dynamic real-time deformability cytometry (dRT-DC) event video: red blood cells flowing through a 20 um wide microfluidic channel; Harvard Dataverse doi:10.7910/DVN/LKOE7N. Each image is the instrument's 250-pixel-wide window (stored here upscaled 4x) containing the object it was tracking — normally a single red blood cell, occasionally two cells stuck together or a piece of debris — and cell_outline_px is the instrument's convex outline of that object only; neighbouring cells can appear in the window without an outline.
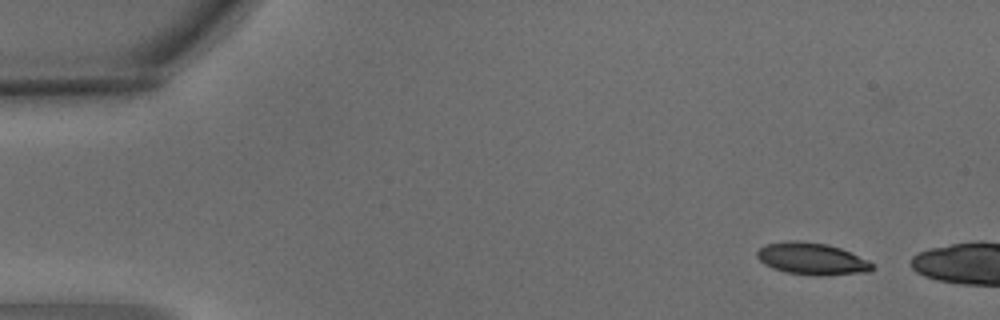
{"species": "common noctule bat (a hibernating species)", "species_latin": "Nyctalus noctula", "temperature_condition": "warm", "stored_images_in_passage": 3, "camera_frame_rate_fps": 3000, "um_per_image_px": 0.085, "animal": {"sex": "male", "body_mass_g": 15.6}, "frame": {"image": 1, "passage_image": 1, "time_ms": 0.0, "image_size_px": [1000, 320], "cell_outline_px": [[876, 268], [868, 272], [824, 276], [820, 276], [784, 272], [772, 268], [764, 264], [756, 256], [756, 252], [760, 248], [768, 244], [788, 240], [796, 240], [828, 244], [840, 248], [868, 260]], "centroid_in_image_um": [69.02, 22.0], "position_along_channel_um": 16.0, "area_um2": 21.56}}